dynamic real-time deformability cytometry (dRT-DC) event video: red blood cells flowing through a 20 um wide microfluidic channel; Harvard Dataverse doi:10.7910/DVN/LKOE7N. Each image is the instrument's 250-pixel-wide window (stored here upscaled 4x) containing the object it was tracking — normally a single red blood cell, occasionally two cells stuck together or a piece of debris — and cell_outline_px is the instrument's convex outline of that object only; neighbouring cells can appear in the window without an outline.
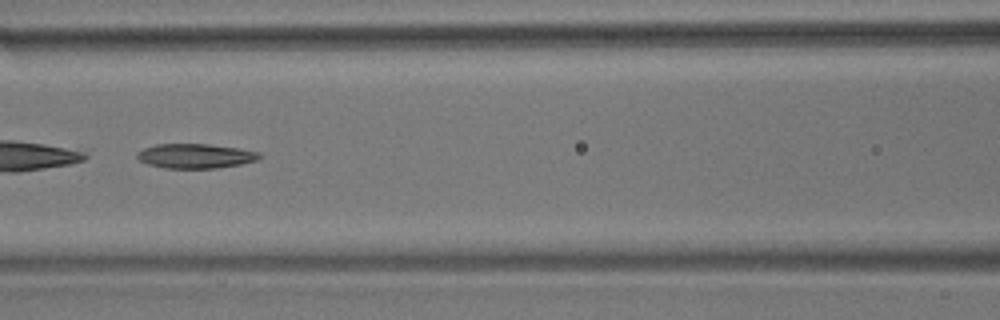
{"species": "common noctule bat (a hibernating species)", "species_latin": "Nyctalus noctula", "temperature_condition": "room temperature", "stored_images_in_passage": 53, "camera_frame_rate_fps": 3000, "um_per_image_px": 0.085, "animal": {"sex": "male", "body_mass_g": 17.9}, "frame": {"image": 1, "passage_image": 23, "time_ms": 7.333, "image_size_px": [1000, 320], "cell_outline_px": [[264, 156], [256, 160], [240, 164], [216, 168], [164, 168], [148, 164], [140, 160], [136, 156], [136, 152], [144, 148], [156, 144], [208, 144], [240, 148], [260, 152]], "centroid_in_image_um": [16.63, 13.25], "position_along_channel_um": 150.0, "area_um2": 17.57}, "authors_computed_cell_mechanics": {"area_um2": 19.0162, "velocity_mm_per_s": 3.5708, "shape_relaxation_time_tau1_ms": null, "shape_relaxation_time_tau2_ms": 7.4783, "deformation_change_tau1": null, "deformation_change_tau2": 0.1899}}